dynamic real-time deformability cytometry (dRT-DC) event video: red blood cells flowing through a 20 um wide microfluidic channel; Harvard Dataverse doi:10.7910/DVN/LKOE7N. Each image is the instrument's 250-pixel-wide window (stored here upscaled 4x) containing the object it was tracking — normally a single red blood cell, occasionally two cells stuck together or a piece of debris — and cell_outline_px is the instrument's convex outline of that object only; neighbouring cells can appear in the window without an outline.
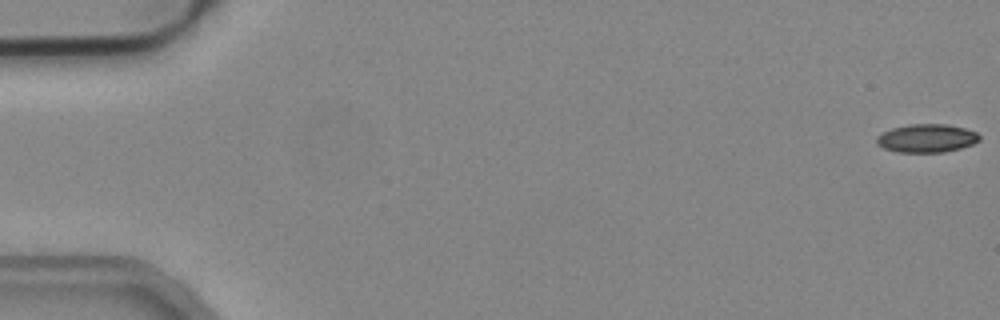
{"species": "common noctule bat (a hibernating species)", "species_latin": "Nyctalus noctula", "temperature_condition": "cold", "stored_images_in_passage": 53, "camera_frame_rate_fps": 3000, "um_per_image_px": 0.085, "animal": {"sex": "male", "body_mass_g": 19.2, "forearm_length_mm": 51.8}, "frame": {"image": 1, "passage_image": 1, "time_ms": 0.0, "image_size_px": [1000, 320], "cell_outline_px": [[980, 140], [972, 144], [960, 148], [944, 152], [896, 152], [884, 148], [876, 144], [876, 136], [892, 128], [912, 124], [944, 124], [964, 128], [976, 132], [980, 136]], "centroid_in_image_um": [78.75, 11.75], "position_along_channel_um": 6.2, "area_um2": 16.88}}
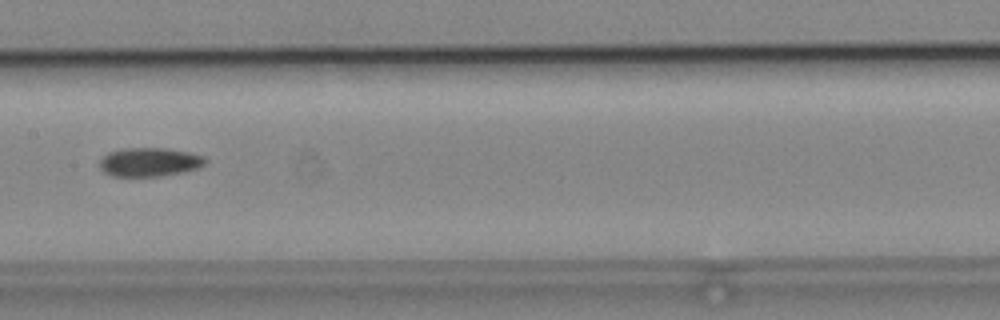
{"frame": {"image": 2, "passage_image": 27, "time_ms": 8.667, "image_size_px": [1000, 320], "cell_outline_px": [[208, 160], [200, 168], [184, 172], [160, 176], [112, 176], [104, 172], [100, 168], [100, 160], [108, 152], [124, 148], [168, 148], [188, 152], [204, 156]], "centroid_in_image_um": [12.73, 13.77], "position_along_channel_um": 194.7, "area_um2": 17.86}}
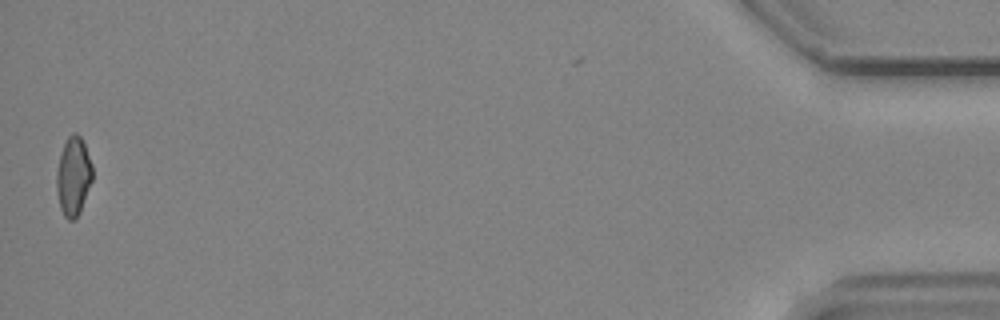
{"frame": {"image": 3, "passage_image": 52, "time_ms": 17.0, "image_size_px": [1000, 320], "cell_outline_px": [[92, 180], [80, 212], [76, 220], [68, 220], [64, 216], [60, 208], [56, 188], [56, 172], [60, 156], [64, 144], [68, 136], [72, 132], [76, 132], [80, 136], [84, 144], [92, 164]], "centroid_in_image_um": [6.23, 15.0], "position_along_channel_um": 429.0, "area_um2": 16.47}}